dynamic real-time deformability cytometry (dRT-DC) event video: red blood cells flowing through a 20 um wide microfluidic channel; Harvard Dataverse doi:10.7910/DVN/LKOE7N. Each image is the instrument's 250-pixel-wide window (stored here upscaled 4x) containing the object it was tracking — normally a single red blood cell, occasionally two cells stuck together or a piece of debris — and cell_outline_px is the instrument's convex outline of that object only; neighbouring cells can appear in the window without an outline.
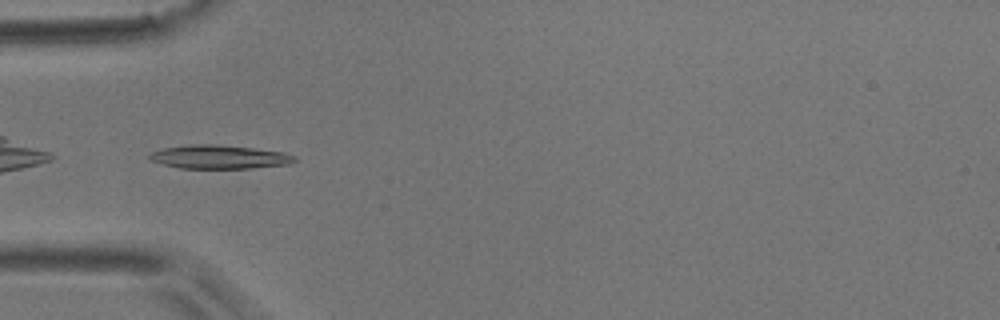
{"species": "common noctule bat (a hibernating species)", "species_latin": "Nyctalus noctula", "temperature_condition": "room temperature", "stored_images_in_passage": 7, "camera_frame_rate_fps": 3000, "um_per_image_px": 0.085, "animal": {"sex": "male", "body_mass_g": 17.9}, "frame": {"image": 1, "passage_image": 3, "time_ms": 2.333, "image_size_px": [1000, 320], "cell_outline_px": [[296, 160], [288, 164], [252, 168], [180, 168], [164, 164], [152, 160], [148, 156], [152, 152], [164, 148], [196, 144], [212, 144], [252, 148], [284, 152], [296, 156]], "centroid_in_image_um": [18.68, 13.34], "position_along_channel_um": 66.3, "area_um2": 19.65}}
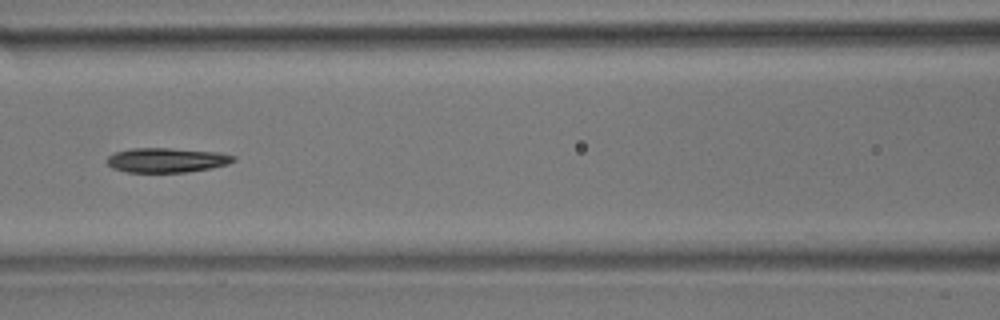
{"frame": {"image": 2, "passage_image": 5, "time_ms": 4.667, "image_size_px": [1000, 320], "cell_outline_px": [[236, 160], [228, 164], [208, 168], [184, 172], [128, 172], [112, 168], [108, 164], [108, 156], [116, 152], [132, 148], [172, 148], [220, 152], [236, 156]], "centroid_in_image_um": [14.19, 13.6], "position_along_channel_um": 152.4, "area_um2": 18.03}}
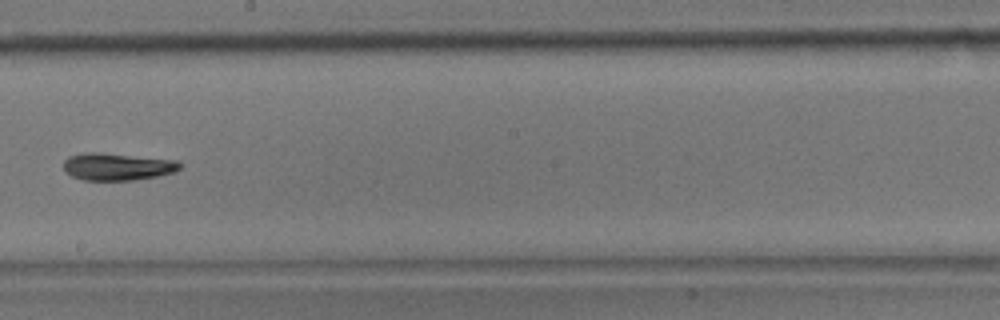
{"frame": {"image": 3, "passage_image": 7, "time_ms": 7.0, "image_size_px": [1000, 320], "cell_outline_px": [[184, 164], [180, 168], [172, 172], [156, 176], [132, 180], [84, 180], [72, 176], [64, 172], [64, 160], [68, 156], [84, 152], [100, 152], [176, 160]], "centroid_in_image_um": [9.94, 14.15], "position_along_channel_um": 238.3, "area_um2": 18.55}}